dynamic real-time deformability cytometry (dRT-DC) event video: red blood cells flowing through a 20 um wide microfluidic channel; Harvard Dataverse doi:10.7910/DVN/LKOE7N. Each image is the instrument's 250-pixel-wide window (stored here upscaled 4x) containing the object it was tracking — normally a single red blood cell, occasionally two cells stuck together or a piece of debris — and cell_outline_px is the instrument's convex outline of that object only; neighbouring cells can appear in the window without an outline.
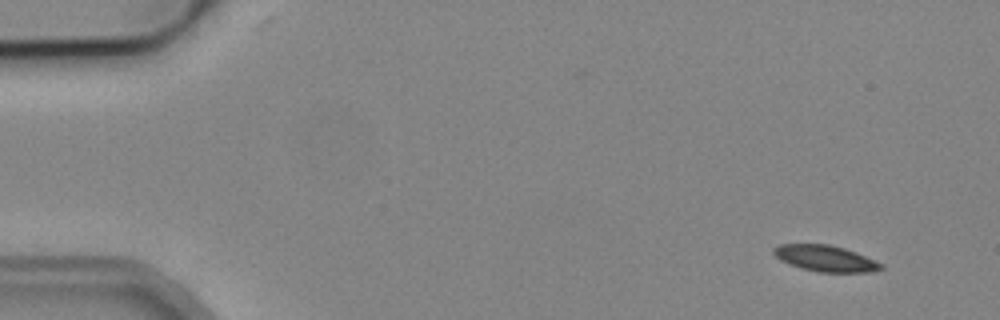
{"species": "common noctule bat (a hibernating species)", "species_latin": "Nyctalus noctula", "temperature_condition": "cold", "stored_images_in_passage": 5, "camera_frame_rate_fps": 3000, "um_per_image_px": 0.085, "animal": {"sex": "male", "body_mass_g": 19.2, "forearm_length_mm": 51.8}, "frame": {"image": 1, "passage_image": 1, "time_ms": 0.0, "image_size_px": [1000, 320], "cell_outline_px": [[884, 268], [872, 272], [820, 272], [800, 268], [788, 264], [780, 260], [772, 252], [772, 248], [780, 244], [828, 244], [844, 248], [856, 252], [884, 264]], "centroid_in_image_um": [70.16, 21.96], "position_along_channel_um": 14.8, "area_um2": 16.47}}